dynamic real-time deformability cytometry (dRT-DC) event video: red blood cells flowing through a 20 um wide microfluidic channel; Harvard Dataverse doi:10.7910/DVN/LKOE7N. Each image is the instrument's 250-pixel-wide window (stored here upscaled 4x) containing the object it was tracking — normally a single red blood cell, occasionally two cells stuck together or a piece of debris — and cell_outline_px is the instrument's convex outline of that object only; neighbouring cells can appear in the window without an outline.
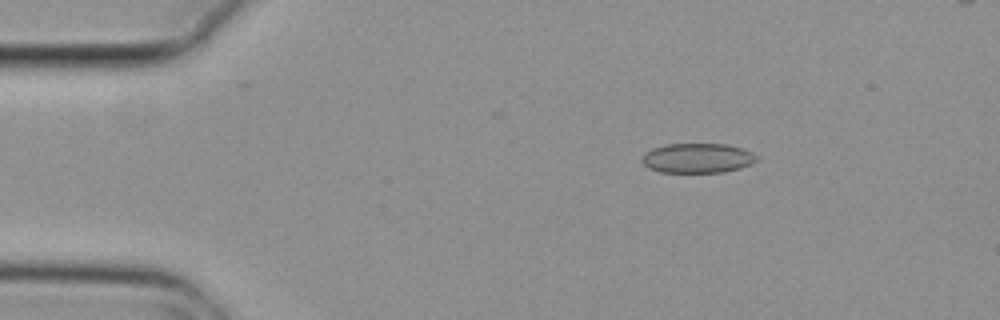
{"species": "common noctule bat (a hibernating species)", "species_latin": "Nyctalus noctula", "temperature_condition": "cold", "stored_images_in_passage": 5, "camera_frame_rate_fps": 3000, "um_per_image_px": 0.085, "animal": {"sex": "female", "body_mass_g": 29.2, "forearm_length_mm": 56.3}, "frame": {"image": 1, "passage_image": 3, "time_ms": 0.667, "image_size_px": [1000, 320], "cell_outline_px": [[760, 160], [752, 164], [740, 168], [724, 172], [660, 172], [648, 168], [640, 160], [644, 152], [652, 148], [668, 144], [724, 144], [740, 148], [752, 152], [760, 156]], "centroid_in_image_um": [59.3, 13.44], "position_along_channel_um": 25.7, "area_um2": 20.06}}